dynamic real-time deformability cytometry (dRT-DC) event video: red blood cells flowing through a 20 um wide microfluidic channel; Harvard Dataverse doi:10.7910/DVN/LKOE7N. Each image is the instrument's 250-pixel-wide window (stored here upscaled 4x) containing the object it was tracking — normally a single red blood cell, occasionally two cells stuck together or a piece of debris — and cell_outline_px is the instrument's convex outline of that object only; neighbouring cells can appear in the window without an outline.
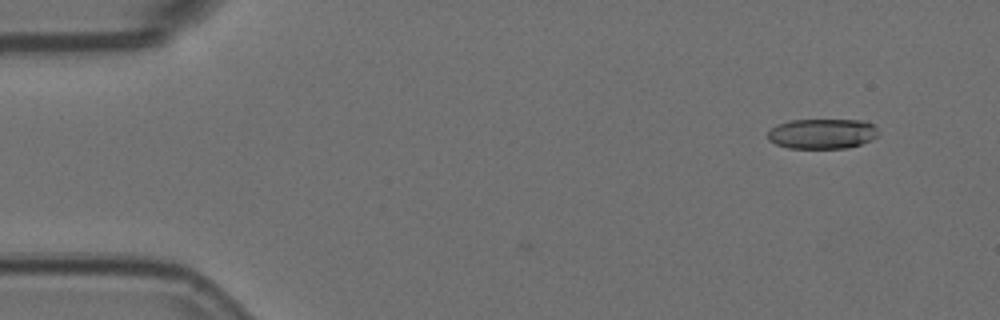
{"species": "Egyptian fruit bat (a non-hibernating species)", "species_latin": "Rousettus aegyptiacus", "temperature_condition": "room temperature", "stored_images_in_passage": 2, "camera_frame_rate_fps": 3000, "um_per_image_px": 0.085, "animal": {"sex": "female"}, "frame": {"image": 1, "passage_image": 2, "time_ms": 0.333, "image_size_px": [1000, 320], "cell_outline_px": [[880, 132], [872, 140], [848, 148], [788, 148], [776, 144], [768, 140], [768, 132], [776, 124], [788, 120], [864, 120], [872, 124]], "centroid_in_image_um": [69.88, 11.36], "position_along_channel_um": 15.1, "area_um2": 19.54}}